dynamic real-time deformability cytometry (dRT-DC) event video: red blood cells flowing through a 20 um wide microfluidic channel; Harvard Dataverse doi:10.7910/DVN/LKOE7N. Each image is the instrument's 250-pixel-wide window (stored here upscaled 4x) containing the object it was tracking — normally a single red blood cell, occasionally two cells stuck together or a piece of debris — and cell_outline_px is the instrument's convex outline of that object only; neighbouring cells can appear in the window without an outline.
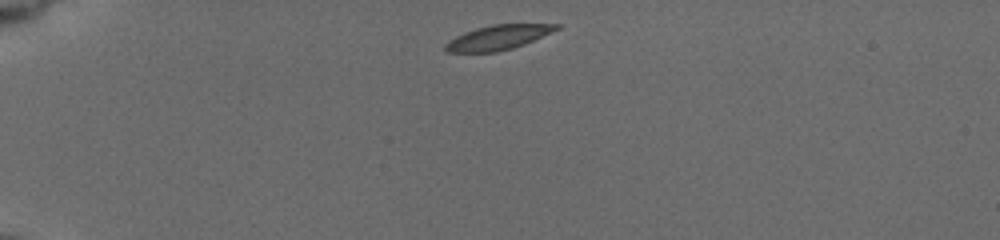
{"species": "common noctule bat (a hibernating species)", "species_latin": "Nyctalus noctula", "temperature_condition": "cold", "stored_images_in_passage": 43, "camera_frame_rate_fps": 3000, "um_per_image_px": 0.085, "animal": {"sex": "female", "body_mass_g": 19.5, "forearm_length_mm": 54.1}, "frame": {"image": 1, "passage_image": 1, "time_ms": 0.0, "image_size_px": [1000, 240], "cell_outline_px": [[560, 28], [524, 44], [512, 48], [496, 52], [444, 52], [444, 44], [448, 40], [464, 32], [476, 28], [492, 24], [560, 24]], "centroid_in_image_um": [42.28, 3.18], "position_along_channel_um": 42.7, "area_um2": 15.9}}
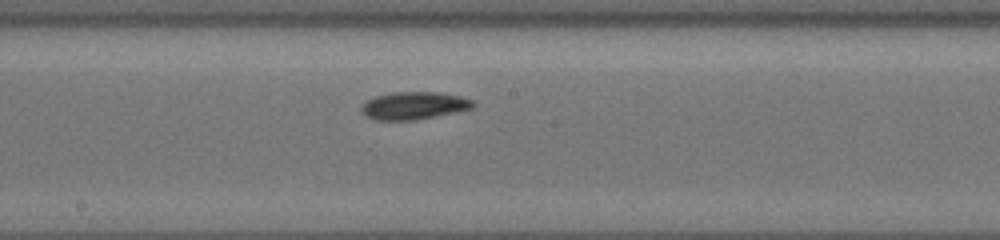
{"frame": {"image": 2, "passage_image": 19, "time_ms": 6.0, "image_size_px": [1000, 240], "cell_outline_px": [[476, 104], [472, 108], [456, 112], [416, 120], [376, 120], [364, 116], [360, 108], [368, 100], [376, 96], [392, 92], [436, 92], [460, 96], [472, 100]], "centroid_in_image_um": [35.18, 8.98], "position_along_channel_um": 213.0, "area_um2": 17.92}}
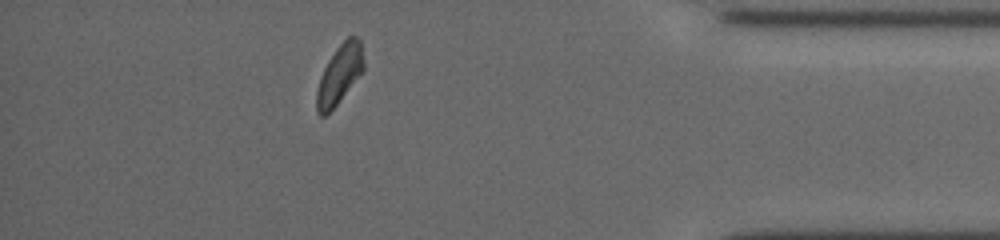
{"frame": {"image": 3, "passage_image": 37, "time_ms": 12.0, "image_size_px": [1000, 240], "cell_outline_px": [[364, 68], [336, 104], [324, 116], [320, 116], [316, 112], [316, 92], [320, 76], [328, 60], [336, 48], [348, 36], [356, 36], [360, 40], [364, 60]], "centroid_in_image_um": [28.83, 6.3], "position_along_channel_um": 406.4, "area_um2": 15.84}, "authors_computed_cell_mechanics": {"area_um2": 17.34, "velocity_mm_per_s": 3.7257, "shape_relaxation_time_tau1_ms": 3.1062, "shape_relaxation_time_tau2_ms": null, "deformation_change_tau1": 0.1173, "deformation_change_tau2": null}}